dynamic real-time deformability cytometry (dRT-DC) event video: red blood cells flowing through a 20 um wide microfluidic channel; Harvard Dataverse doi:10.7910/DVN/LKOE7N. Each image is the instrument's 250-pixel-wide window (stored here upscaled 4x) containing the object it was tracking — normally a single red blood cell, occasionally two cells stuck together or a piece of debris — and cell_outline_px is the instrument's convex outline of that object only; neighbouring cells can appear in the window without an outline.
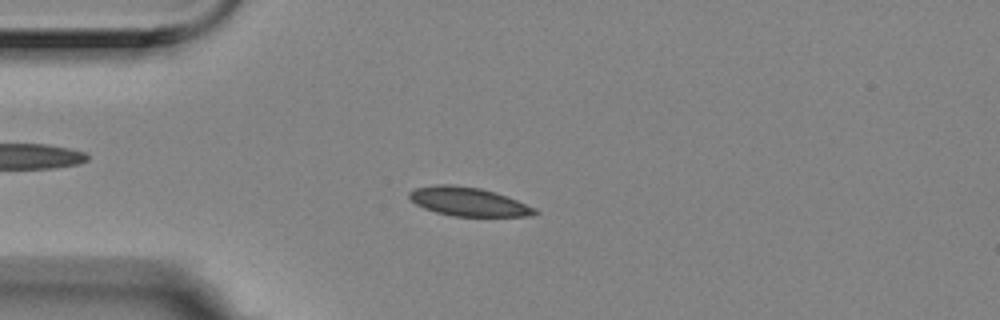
{"species": "Egyptian fruit bat (a non-hibernating species)", "species_latin": "Rousettus aegyptiacus", "temperature_condition": "room temperature", "stored_images_in_passage": 6, "camera_frame_rate_fps": 3000, "um_per_image_px": 0.085, "animal": {"sex": "female"}, "frame": {"image": 1, "passage_image": 4, "time_ms": 1.0, "image_size_px": [1000, 320], "cell_outline_px": [[540, 212], [536, 216], [452, 216], [436, 212], [424, 208], [416, 204], [408, 196], [408, 192], [416, 188], [436, 184], [452, 184], [480, 188], [496, 192], [536, 208]], "centroid_in_image_um": [39.83, 17.14], "position_along_channel_um": 45.2, "area_um2": 21.1}}
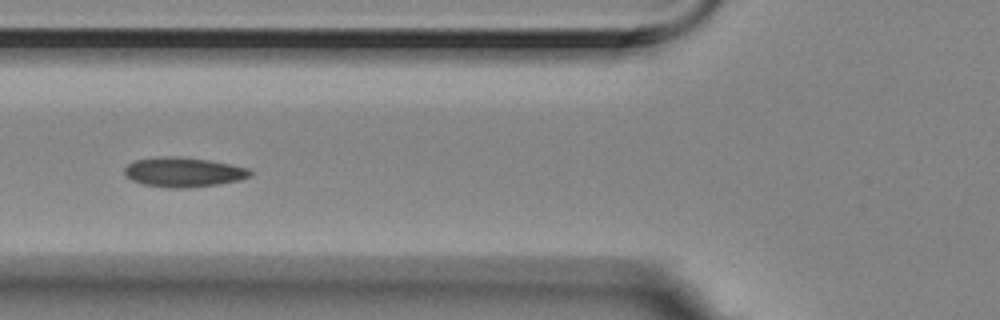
{"frame": {"image": 2, "passage_image": 6, "time_ms": 1.667, "image_size_px": [1000, 320], "cell_outline_px": [[252, 176], [240, 180], [220, 184], [184, 188], [168, 188], [144, 184], [132, 180], [124, 172], [124, 168], [128, 164], [136, 160], [156, 156], [176, 156], [208, 160], [248, 168], [252, 172]], "centroid_in_image_um": [15.6, 14.63], "position_along_channel_um": 110.2, "area_um2": 21.68}}